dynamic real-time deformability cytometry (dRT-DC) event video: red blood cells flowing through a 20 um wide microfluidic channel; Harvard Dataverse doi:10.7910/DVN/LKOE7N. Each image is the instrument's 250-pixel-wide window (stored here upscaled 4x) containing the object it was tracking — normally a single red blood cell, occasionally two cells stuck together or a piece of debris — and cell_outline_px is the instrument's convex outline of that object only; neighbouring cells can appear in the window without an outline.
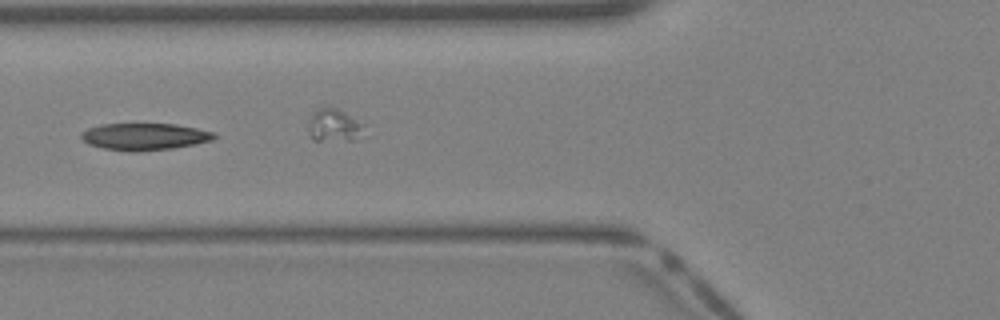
{"species": "Egyptian fruit bat (a non-hibernating species)", "species_latin": "Rousettus aegyptiacus", "temperature_condition": "warm", "stored_images_in_passage": 38, "camera_frame_rate_fps": 3000, "um_per_image_px": 0.085, "animal": {"sex": "female"}, "frame": {"image": 1, "passage_image": 13, "time_ms": 4.0, "image_size_px": [1000, 320], "cell_outline_px": [[220, 136], [212, 140], [196, 144], [172, 148], [136, 152], [132, 152], [104, 148], [88, 144], [80, 136], [88, 128], [100, 124], [176, 124], [196, 128], [212, 132]], "centroid_in_image_um": [12.32, 11.61], "position_along_channel_um": 113.5, "area_um2": 20.81}}
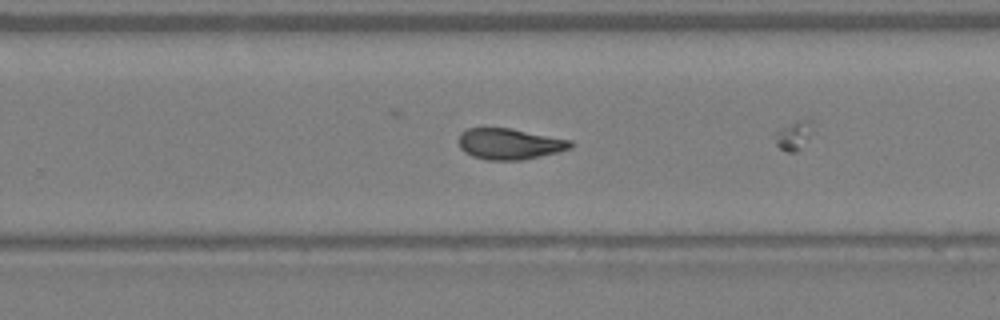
{"frame": {"image": 2, "passage_image": 23, "time_ms": 7.333, "image_size_px": [1000, 320], "cell_outline_px": [[572, 148], [524, 160], [488, 160], [472, 156], [464, 152], [460, 148], [460, 132], [468, 128], [512, 128], [572, 140]], "centroid_in_image_um": [43.32, 12.23], "position_along_channel_um": 286.5, "area_um2": 20.23}}
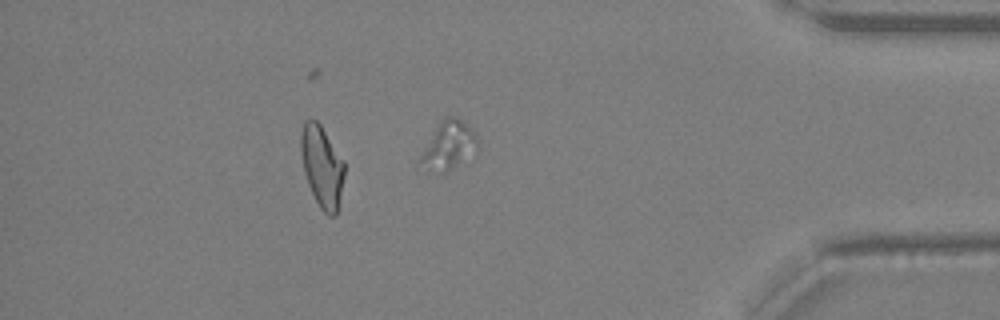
{"frame": {"image": 3, "passage_image": 33, "time_ms": 10.667, "image_size_px": [1000, 320], "cell_outline_px": [[344, 176], [336, 216], [328, 216], [320, 208], [308, 184], [304, 172], [300, 152], [300, 132], [304, 120], [316, 120], [320, 124], [344, 160]], "centroid_in_image_um": [27.35, 14.13], "position_along_channel_um": 407.8, "area_um2": 20.69}}